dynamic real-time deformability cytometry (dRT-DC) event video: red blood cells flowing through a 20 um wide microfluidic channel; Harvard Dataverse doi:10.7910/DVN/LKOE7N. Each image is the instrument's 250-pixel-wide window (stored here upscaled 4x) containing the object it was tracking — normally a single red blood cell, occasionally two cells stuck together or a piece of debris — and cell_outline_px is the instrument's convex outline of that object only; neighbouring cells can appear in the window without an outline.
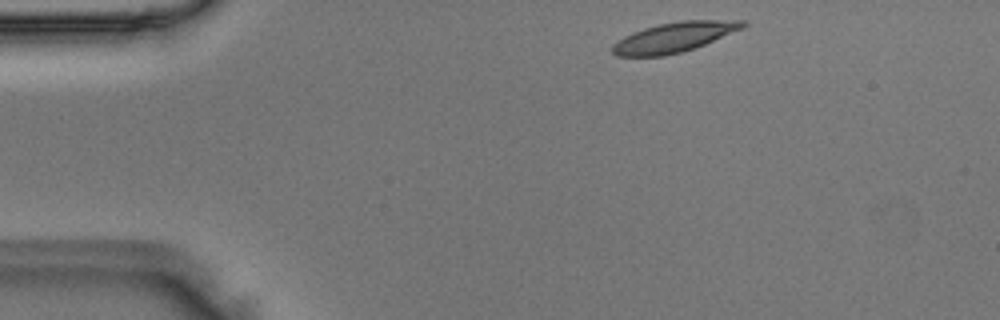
{"species": "Egyptian fruit bat (a non-hibernating species)", "species_latin": "Rousettus aegyptiacus", "temperature_condition": "room temperature", "stored_images_in_passage": 44, "camera_frame_rate_fps": 3000, "um_per_image_px": 0.085, "animal": {"sex": "male"}, "frame": {"image": 1, "passage_image": 2, "time_ms": 0.333, "image_size_px": [1000, 320], "cell_outline_px": [[748, 24], [744, 28], [704, 44], [680, 52], [664, 56], [616, 56], [612, 52], [612, 44], [616, 40], [632, 32], [644, 28], [660, 24], [680, 20], [748, 20]], "centroid_in_image_um": [57.3, 3.15], "position_along_channel_um": 27.7, "area_um2": 22.72}}
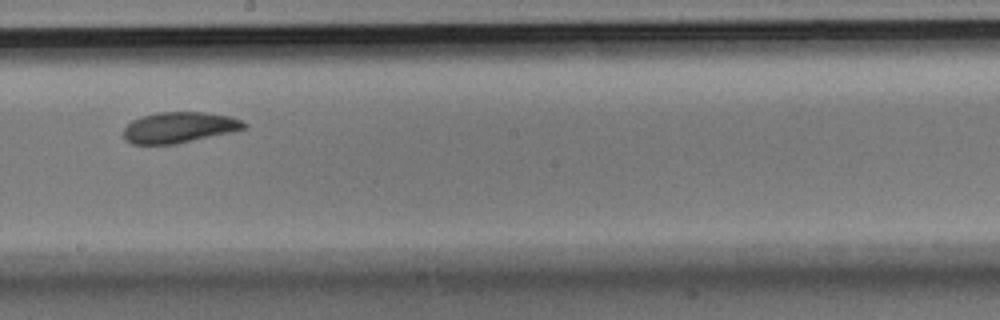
{"frame": {"image": 2, "passage_image": 22, "time_ms": 7.0, "image_size_px": [1000, 320], "cell_outline_px": [[248, 128], [232, 132], [176, 144], [132, 144], [124, 140], [124, 128], [132, 120], [156, 112], [204, 112], [228, 116], [240, 120], [248, 124]], "centroid_in_image_um": [15.24, 10.84], "position_along_channel_um": 233.0, "area_um2": 21.68}}
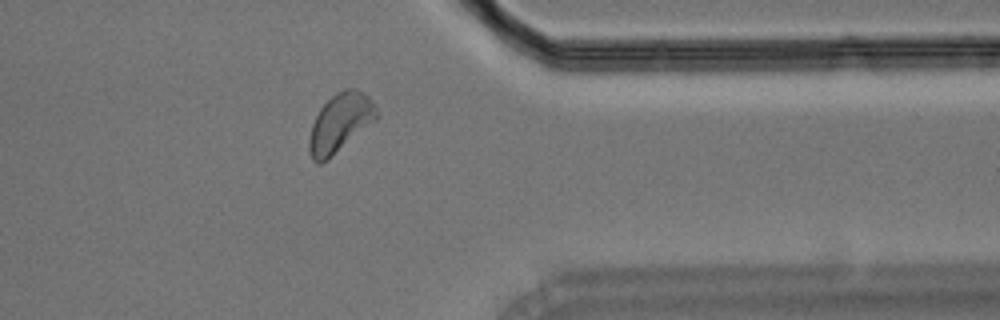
{"frame": {"image": 3, "passage_image": 34, "time_ms": 11.0, "image_size_px": [1000, 320], "cell_outline_px": [[380, 116], [376, 120], [328, 160], [320, 164], [316, 164], [312, 160], [308, 148], [308, 140], [312, 124], [320, 108], [336, 92], [344, 88], [356, 88], [364, 92], [372, 100]], "centroid_in_image_um": [28.91, 10.45], "position_along_channel_um": 382.5, "area_um2": 23.29}}